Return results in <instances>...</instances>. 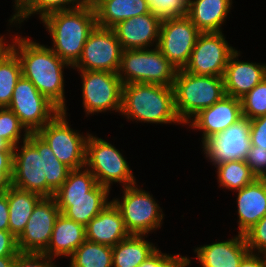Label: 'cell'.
I'll use <instances>...</instances> for the list:
<instances>
[{"label": "cell", "mask_w": 266, "mask_h": 267, "mask_svg": "<svg viewBox=\"0 0 266 267\" xmlns=\"http://www.w3.org/2000/svg\"><path fill=\"white\" fill-rule=\"evenodd\" d=\"M85 232L87 240L112 247L130 235L120 211L112 201L90 220Z\"/></svg>", "instance_id": "cell-21"}, {"label": "cell", "mask_w": 266, "mask_h": 267, "mask_svg": "<svg viewBox=\"0 0 266 267\" xmlns=\"http://www.w3.org/2000/svg\"><path fill=\"white\" fill-rule=\"evenodd\" d=\"M9 206V231L18 238L33 212L43 198L41 195L11 186L6 192Z\"/></svg>", "instance_id": "cell-27"}, {"label": "cell", "mask_w": 266, "mask_h": 267, "mask_svg": "<svg viewBox=\"0 0 266 267\" xmlns=\"http://www.w3.org/2000/svg\"><path fill=\"white\" fill-rule=\"evenodd\" d=\"M190 263L191 261L187 256L164 254L157 249L137 267H186Z\"/></svg>", "instance_id": "cell-36"}, {"label": "cell", "mask_w": 266, "mask_h": 267, "mask_svg": "<svg viewBox=\"0 0 266 267\" xmlns=\"http://www.w3.org/2000/svg\"><path fill=\"white\" fill-rule=\"evenodd\" d=\"M200 33L187 16L163 18L157 47L177 69H183Z\"/></svg>", "instance_id": "cell-14"}, {"label": "cell", "mask_w": 266, "mask_h": 267, "mask_svg": "<svg viewBox=\"0 0 266 267\" xmlns=\"http://www.w3.org/2000/svg\"><path fill=\"white\" fill-rule=\"evenodd\" d=\"M239 55H230L223 78L226 95L240 99L266 77V64L239 61Z\"/></svg>", "instance_id": "cell-20"}, {"label": "cell", "mask_w": 266, "mask_h": 267, "mask_svg": "<svg viewBox=\"0 0 266 267\" xmlns=\"http://www.w3.org/2000/svg\"><path fill=\"white\" fill-rule=\"evenodd\" d=\"M250 120L240 119L223 132L212 135L203 144L206 158L215 165L227 161L245 160L250 149Z\"/></svg>", "instance_id": "cell-16"}, {"label": "cell", "mask_w": 266, "mask_h": 267, "mask_svg": "<svg viewBox=\"0 0 266 267\" xmlns=\"http://www.w3.org/2000/svg\"><path fill=\"white\" fill-rule=\"evenodd\" d=\"M78 71L81 72L83 107L87 115L106 110L121 113L123 84L118 73Z\"/></svg>", "instance_id": "cell-12"}, {"label": "cell", "mask_w": 266, "mask_h": 267, "mask_svg": "<svg viewBox=\"0 0 266 267\" xmlns=\"http://www.w3.org/2000/svg\"><path fill=\"white\" fill-rule=\"evenodd\" d=\"M202 267H239L249 252L244 235L232 239L197 247L194 250Z\"/></svg>", "instance_id": "cell-22"}, {"label": "cell", "mask_w": 266, "mask_h": 267, "mask_svg": "<svg viewBox=\"0 0 266 267\" xmlns=\"http://www.w3.org/2000/svg\"><path fill=\"white\" fill-rule=\"evenodd\" d=\"M242 118L241 100L225 95L212 106L199 111L187 124L203 132L201 141L203 143L212 135L223 132Z\"/></svg>", "instance_id": "cell-18"}, {"label": "cell", "mask_w": 266, "mask_h": 267, "mask_svg": "<svg viewBox=\"0 0 266 267\" xmlns=\"http://www.w3.org/2000/svg\"><path fill=\"white\" fill-rule=\"evenodd\" d=\"M86 168L99 185L111 188V184L122 183L123 187L136 183L128 162L113 145L104 139L88 135L86 143Z\"/></svg>", "instance_id": "cell-8"}, {"label": "cell", "mask_w": 266, "mask_h": 267, "mask_svg": "<svg viewBox=\"0 0 266 267\" xmlns=\"http://www.w3.org/2000/svg\"><path fill=\"white\" fill-rule=\"evenodd\" d=\"M9 206L7 195L0 192V230H9Z\"/></svg>", "instance_id": "cell-44"}, {"label": "cell", "mask_w": 266, "mask_h": 267, "mask_svg": "<svg viewBox=\"0 0 266 267\" xmlns=\"http://www.w3.org/2000/svg\"><path fill=\"white\" fill-rule=\"evenodd\" d=\"M85 240V226L60 213L56 218L48 247L42 253L53 259L59 256L70 257Z\"/></svg>", "instance_id": "cell-24"}, {"label": "cell", "mask_w": 266, "mask_h": 267, "mask_svg": "<svg viewBox=\"0 0 266 267\" xmlns=\"http://www.w3.org/2000/svg\"><path fill=\"white\" fill-rule=\"evenodd\" d=\"M66 111H60L37 134L48 143L57 159L71 170L85 168L86 143L83 136L69 127Z\"/></svg>", "instance_id": "cell-10"}, {"label": "cell", "mask_w": 266, "mask_h": 267, "mask_svg": "<svg viewBox=\"0 0 266 267\" xmlns=\"http://www.w3.org/2000/svg\"><path fill=\"white\" fill-rule=\"evenodd\" d=\"M52 260L54 259L43 253H19L13 267H56Z\"/></svg>", "instance_id": "cell-40"}, {"label": "cell", "mask_w": 266, "mask_h": 267, "mask_svg": "<svg viewBox=\"0 0 266 267\" xmlns=\"http://www.w3.org/2000/svg\"><path fill=\"white\" fill-rule=\"evenodd\" d=\"M0 150H14V147L0 136Z\"/></svg>", "instance_id": "cell-46"}, {"label": "cell", "mask_w": 266, "mask_h": 267, "mask_svg": "<svg viewBox=\"0 0 266 267\" xmlns=\"http://www.w3.org/2000/svg\"><path fill=\"white\" fill-rule=\"evenodd\" d=\"M23 136L21 149L17 145L13 151L12 186L42 197H53L71 169L57 159L37 133H24Z\"/></svg>", "instance_id": "cell-1"}, {"label": "cell", "mask_w": 266, "mask_h": 267, "mask_svg": "<svg viewBox=\"0 0 266 267\" xmlns=\"http://www.w3.org/2000/svg\"><path fill=\"white\" fill-rule=\"evenodd\" d=\"M240 100L244 118L252 120L266 115V77Z\"/></svg>", "instance_id": "cell-33"}, {"label": "cell", "mask_w": 266, "mask_h": 267, "mask_svg": "<svg viewBox=\"0 0 266 267\" xmlns=\"http://www.w3.org/2000/svg\"><path fill=\"white\" fill-rule=\"evenodd\" d=\"M189 0H147L150 11L161 19L187 15Z\"/></svg>", "instance_id": "cell-35"}, {"label": "cell", "mask_w": 266, "mask_h": 267, "mask_svg": "<svg viewBox=\"0 0 266 267\" xmlns=\"http://www.w3.org/2000/svg\"><path fill=\"white\" fill-rule=\"evenodd\" d=\"M109 192L110 189L99 185L93 174L85 167V169L71 170L53 198L61 214L86 226L111 203L108 201Z\"/></svg>", "instance_id": "cell-3"}, {"label": "cell", "mask_w": 266, "mask_h": 267, "mask_svg": "<svg viewBox=\"0 0 266 267\" xmlns=\"http://www.w3.org/2000/svg\"><path fill=\"white\" fill-rule=\"evenodd\" d=\"M250 142L257 149H266V115L250 120Z\"/></svg>", "instance_id": "cell-41"}, {"label": "cell", "mask_w": 266, "mask_h": 267, "mask_svg": "<svg viewBox=\"0 0 266 267\" xmlns=\"http://www.w3.org/2000/svg\"><path fill=\"white\" fill-rule=\"evenodd\" d=\"M232 0H189L187 17L201 32H222Z\"/></svg>", "instance_id": "cell-26"}, {"label": "cell", "mask_w": 266, "mask_h": 267, "mask_svg": "<svg viewBox=\"0 0 266 267\" xmlns=\"http://www.w3.org/2000/svg\"><path fill=\"white\" fill-rule=\"evenodd\" d=\"M235 50L222 32H201L183 70L196 75L223 77L228 59Z\"/></svg>", "instance_id": "cell-15"}, {"label": "cell", "mask_w": 266, "mask_h": 267, "mask_svg": "<svg viewBox=\"0 0 266 267\" xmlns=\"http://www.w3.org/2000/svg\"><path fill=\"white\" fill-rule=\"evenodd\" d=\"M13 43V44H12ZM9 47L16 53L22 66V75L61 111H67L64 95L63 61L50 47L30 38L16 35Z\"/></svg>", "instance_id": "cell-2"}, {"label": "cell", "mask_w": 266, "mask_h": 267, "mask_svg": "<svg viewBox=\"0 0 266 267\" xmlns=\"http://www.w3.org/2000/svg\"><path fill=\"white\" fill-rule=\"evenodd\" d=\"M13 151L0 150V192H6L12 186Z\"/></svg>", "instance_id": "cell-39"}, {"label": "cell", "mask_w": 266, "mask_h": 267, "mask_svg": "<svg viewBox=\"0 0 266 267\" xmlns=\"http://www.w3.org/2000/svg\"><path fill=\"white\" fill-rule=\"evenodd\" d=\"M17 3H18V0H15V5H14V6H15V8H16V6H17Z\"/></svg>", "instance_id": "cell-48"}, {"label": "cell", "mask_w": 266, "mask_h": 267, "mask_svg": "<svg viewBox=\"0 0 266 267\" xmlns=\"http://www.w3.org/2000/svg\"><path fill=\"white\" fill-rule=\"evenodd\" d=\"M173 90L175 110L183 124L226 95L222 76L196 75L183 69L176 72Z\"/></svg>", "instance_id": "cell-6"}, {"label": "cell", "mask_w": 266, "mask_h": 267, "mask_svg": "<svg viewBox=\"0 0 266 267\" xmlns=\"http://www.w3.org/2000/svg\"><path fill=\"white\" fill-rule=\"evenodd\" d=\"M93 5L97 26L113 28L126 19L150 12L147 0H89Z\"/></svg>", "instance_id": "cell-25"}, {"label": "cell", "mask_w": 266, "mask_h": 267, "mask_svg": "<svg viewBox=\"0 0 266 267\" xmlns=\"http://www.w3.org/2000/svg\"><path fill=\"white\" fill-rule=\"evenodd\" d=\"M21 76L20 59L8 46L0 54V108L10 104L14 88Z\"/></svg>", "instance_id": "cell-30"}, {"label": "cell", "mask_w": 266, "mask_h": 267, "mask_svg": "<svg viewBox=\"0 0 266 267\" xmlns=\"http://www.w3.org/2000/svg\"><path fill=\"white\" fill-rule=\"evenodd\" d=\"M250 252L266 255V215L244 234ZM256 249V250H255Z\"/></svg>", "instance_id": "cell-37"}, {"label": "cell", "mask_w": 266, "mask_h": 267, "mask_svg": "<svg viewBox=\"0 0 266 267\" xmlns=\"http://www.w3.org/2000/svg\"><path fill=\"white\" fill-rule=\"evenodd\" d=\"M70 257V267H113L112 246L87 239Z\"/></svg>", "instance_id": "cell-31"}, {"label": "cell", "mask_w": 266, "mask_h": 267, "mask_svg": "<svg viewBox=\"0 0 266 267\" xmlns=\"http://www.w3.org/2000/svg\"><path fill=\"white\" fill-rule=\"evenodd\" d=\"M7 108L18 116L29 133H37L61 111L23 75L16 83Z\"/></svg>", "instance_id": "cell-11"}, {"label": "cell", "mask_w": 266, "mask_h": 267, "mask_svg": "<svg viewBox=\"0 0 266 267\" xmlns=\"http://www.w3.org/2000/svg\"><path fill=\"white\" fill-rule=\"evenodd\" d=\"M16 256H2L0 257V267H13Z\"/></svg>", "instance_id": "cell-45"}, {"label": "cell", "mask_w": 266, "mask_h": 267, "mask_svg": "<svg viewBox=\"0 0 266 267\" xmlns=\"http://www.w3.org/2000/svg\"><path fill=\"white\" fill-rule=\"evenodd\" d=\"M21 131L29 133L13 111L7 107L0 108V136L15 147L20 143Z\"/></svg>", "instance_id": "cell-34"}, {"label": "cell", "mask_w": 266, "mask_h": 267, "mask_svg": "<svg viewBox=\"0 0 266 267\" xmlns=\"http://www.w3.org/2000/svg\"><path fill=\"white\" fill-rule=\"evenodd\" d=\"M88 3L89 0H18L17 6L14 8L16 11L12 18L9 19V22L20 24L34 13L39 14L41 20L49 13L76 9Z\"/></svg>", "instance_id": "cell-29"}, {"label": "cell", "mask_w": 266, "mask_h": 267, "mask_svg": "<svg viewBox=\"0 0 266 267\" xmlns=\"http://www.w3.org/2000/svg\"><path fill=\"white\" fill-rule=\"evenodd\" d=\"M177 70L158 47L129 49L123 50L118 76L122 84L173 86Z\"/></svg>", "instance_id": "cell-7"}, {"label": "cell", "mask_w": 266, "mask_h": 267, "mask_svg": "<svg viewBox=\"0 0 266 267\" xmlns=\"http://www.w3.org/2000/svg\"><path fill=\"white\" fill-rule=\"evenodd\" d=\"M161 18L151 11L116 24L112 29L123 50L148 49L159 43Z\"/></svg>", "instance_id": "cell-19"}, {"label": "cell", "mask_w": 266, "mask_h": 267, "mask_svg": "<svg viewBox=\"0 0 266 267\" xmlns=\"http://www.w3.org/2000/svg\"><path fill=\"white\" fill-rule=\"evenodd\" d=\"M245 162L256 178L266 179V149H257L251 145Z\"/></svg>", "instance_id": "cell-38"}, {"label": "cell", "mask_w": 266, "mask_h": 267, "mask_svg": "<svg viewBox=\"0 0 266 267\" xmlns=\"http://www.w3.org/2000/svg\"><path fill=\"white\" fill-rule=\"evenodd\" d=\"M122 53L123 48L113 29L96 25L88 35L81 57L72 68L118 73Z\"/></svg>", "instance_id": "cell-13"}, {"label": "cell", "mask_w": 266, "mask_h": 267, "mask_svg": "<svg viewBox=\"0 0 266 267\" xmlns=\"http://www.w3.org/2000/svg\"><path fill=\"white\" fill-rule=\"evenodd\" d=\"M123 192L122 201L114 198L112 202L120 211L129 234L147 235L161 227L164 216L153 195L136 184L123 187Z\"/></svg>", "instance_id": "cell-9"}, {"label": "cell", "mask_w": 266, "mask_h": 267, "mask_svg": "<svg viewBox=\"0 0 266 267\" xmlns=\"http://www.w3.org/2000/svg\"><path fill=\"white\" fill-rule=\"evenodd\" d=\"M236 192L238 233L244 235L266 215V179L256 178L251 184Z\"/></svg>", "instance_id": "cell-23"}, {"label": "cell", "mask_w": 266, "mask_h": 267, "mask_svg": "<svg viewBox=\"0 0 266 267\" xmlns=\"http://www.w3.org/2000/svg\"><path fill=\"white\" fill-rule=\"evenodd\" d=\"M121 115L144 123L182 124L175 110L173 86L123 84Z\"/></svg>", "instance_id": "cell-5"}, {"label": "cell", "mask_w": 266, "mask_h": 267, "mask_svg": "<svg viewBox=\"0 0 266 267\" xmlns=\"http://www.w3.org/2000/svg\"><path fill=\"white\" fill-rule=\"evenodd\" d=\"M41 20L52 38L51 49L73 67L81 57L88 35L97 25L93 5L55 11Z\"/></svg>", "instance_id": "cell-4"}, {"label": "cell", "mask_w": 266, "mask_h": 267, "mask_svg": "<svg viewBox=\"0 0 266 267\" xmlns=\"http://www.w3.org/2000/svg\"><path fill=\"white\" fill-rule=\"evenodd\" d=\"M145 235L130 234L112 247L113 267H137L157 250Z\"/></svg>", "instance_id": "cell-28"}, {"label": "cell", "mask_w": 266, "mask_h": 267, "mask_svg": "<svg viewBox=\"0 0 266 267\" xmlns=\"http://www.w3.org/2000/svg\"><path fill=\"white\" fill-rule=\"evenodd\" d=\"M60 209L53 197H43L34 207L33 212L17 238L20 253H42L51 239L56 218Z\"/></svg>", "instance_id": "cell-17"}, {"label": "cell", "mask_w": 266, "mask_h": 267, "mask_svg": "<svg viewBox=\"0 0 266 267\" xmlns=\"http://www.w3.org/2000/svg\"><path fill=\"white\" fill-rule=\"evenodd\" d=\"M262 256L257 252L249 251L240 262L239 267H266V255L262 254Z\"/></svg>", "instance_id": "cell-43"}, {"label": "cell", "mask_w": 266, "mask_h": 267, "mask_svg": "<svg viewBox=\"0 0 266 267\" xmlns=\"http://www.w3.org/2000/svg\"><path fill=\"white\" fill-rule=\"evenodd\" d=\"M17 238L9 230H0V257L19 254Z\"/></svg>", "instance_id": "cell-42"}, {"label": "cell", "mask_w": 266, "mask_h": 267, "mask_svg": "<svg viewBox=\"0 0 266 267\" xmlns=\"http://www.w3.org/2000/svg\"><path fill=\"white\" fill-rule=\"evenodd\" d=\"M215 167L219 186L228 190L238 191L256 179L245 160L227 161Z\"/></svg>", "instance_id": "cell-32"}, {"label": "cell", "mask_w": 266, "mask_h": 267, "mask_svg": "<svg viewBox=\"0 0 266 267\" xmlns=\"http://www.w3.org/2000/svg\"><path fill=\"white\" fill-rule=\"evenodd\" d=\"M3 36L0 37V54L9 46V44L6 45L5 42H3Z\"/></svg>", "instance_id": "cell-47"}]
</instances>
